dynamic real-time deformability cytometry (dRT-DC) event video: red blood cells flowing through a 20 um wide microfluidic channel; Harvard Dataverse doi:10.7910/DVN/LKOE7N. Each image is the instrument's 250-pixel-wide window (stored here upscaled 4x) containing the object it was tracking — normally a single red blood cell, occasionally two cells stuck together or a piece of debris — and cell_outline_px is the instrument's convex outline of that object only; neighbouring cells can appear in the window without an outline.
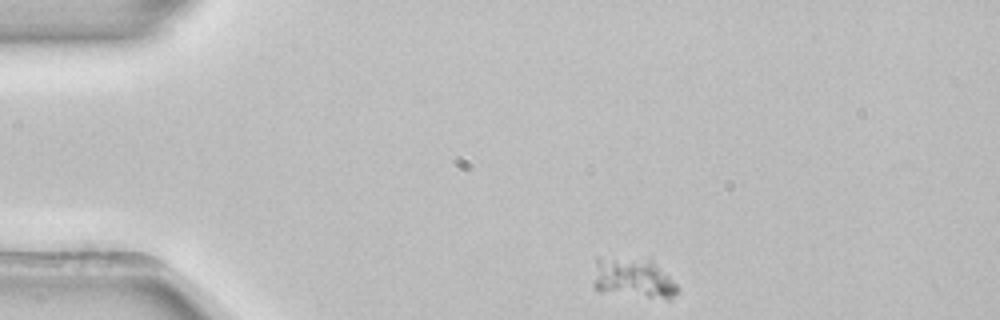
{"species": "common noctule bat (a hibernating species)", "species_latin": "Nyctalus noctula", "temperature_condition": "room temperature", "stored_images_in_passage": 45, "camera_frame_rate_fps": 3000, "um_per_image_px": 0.085, "animal": {"sex": "female", "body_mass_g": 22.7, "forearm_length_mm": 54.2}, "frame": {"image": 1, "passage_image": 1, "time_ms": 0.0, "image_size_px": [1000, 320], "cell_outline_px": [[680, 288], [668, 300], [600, 292], [592, 284], [596, 256], [652, 260]], "centroid_in_image_um": [53.76, 23.65], "position_along_channel_um": 31.2, "area_um2": 19.94}}
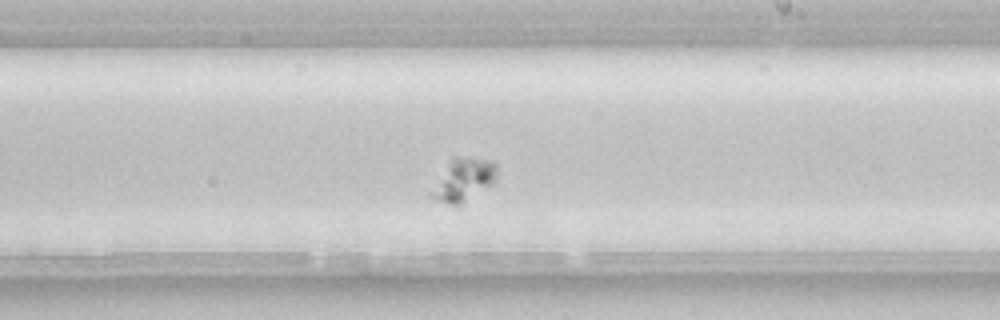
{"frame": {"image": 2, "passage_image": 23, "time_ms": 7.333, "image_size_px": [1000, 320], "cell_outline_px": [[496, 180], [492, 184], [460, 204], [452, 204], [436, 200], [428, 196], [428, 192], [452, 156], [456, 156], [496, 160]], "centroid_in_image_um": [39.37, 15.25], "position_along_channel_um": 249.6, "area_um2": 16.36}}
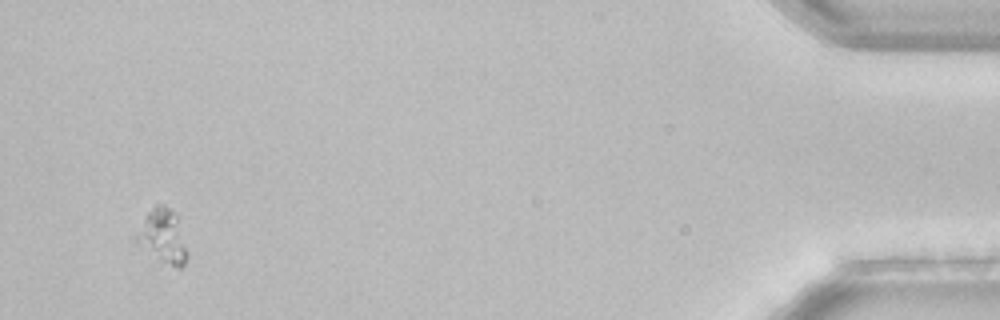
{"frame": {"image": 3, "passage_image": 43, "time_ms": 14.0, "image_size_px": [1000, 320], "cell_outline_px": [[188, 256], [184, 264], [180, 268], [156, 268], [136, 240], [136, 236], [144, 216], [156, 204], [164, 204], [176, 216], [188, 252]], "centroid_in_image_um": [13.81, 20.26], "position_along_channel_um": 421.4, "area_um2": 16.82}}